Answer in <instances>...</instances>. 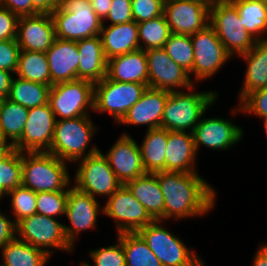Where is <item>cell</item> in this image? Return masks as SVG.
Returning <instances> with one entry per match:
<instances>
[{
  "mask_svg": "<svg viewBox=\"0 0 267 266\" xmlns=\"http://www.w3.org/2000/svg\"><path fill=\"white\" fill-rule=\"evenodd\" d=\"M164 198V221L200 218L213 210L217 190L199 173L155 172Z\"/></svg>",
  "mask_w": 267,
  "mask_h": 266,
  "instance_id": "1",
  "label": "cell"
},
{
  "mask_svg": "<svg viewBox=\"0 0 267 266\" xmlns=\"http://www.w3.org/2000/svg\"><path fill=\"white\" fill-rule=\"evenodd\" d=\"M195 85L185 91L169 93L161 120L162 128L192 133L201 117L217 102V91L198 92Z\"/></svg>",
  "mask_w": 267,
  "mask_h": 266,
  "instance_id": "2",
  "label": "cell"
},
{
  "mask_svg": "<svg viewBox=\"0 0 267 266\" xmlns=\"http://www.w3.org/2000/svg\"><path fill=\"white\" fill-rule=\"evenodd\" d=\"M67 163L48 152H22V185L36 193L69 191Z\"/></svg>",
  "mask_w": 267,
  "mask_h": 266,
  "instance_id": "3",
  "label": "cell"
},
{
  "mask_svg": "<svg viewBox=\"0 0 267 266\" xmlns=\"http://www.w3.org/2000/svg\"><path fill=\"white\" fill-rule=\"evenodd\" d=\"M90 116L57 120L53 141L48 153L65 162H69V164H74L89 155L99 152L100 148L97 145L89 148V144L98 130Z\"/></svg>",
  "mask_w": 267,
  "mask_h": 266,
  "instance_id": "4",
  "label": "cell"
},
{
  "mask_svg": "<svg viewBox=\"0 0 267 266\" xmlns=\"http://www.w3.org/2000/svg\"><path fill=\"white\" fill-rule=\"evenodd\" d=\"M50 14L59 39L79 41L101 33L103 20L92 9L90 0H59Z\"/></svg>",
  "mask_w": 267,
  "mask_h": 266,
  "instance_id": "5",
  "label": "cell"
},
{
  "mask_svg": "<svg viewBox=\"0 0 267 266\" xmlns=\"http://www.w3.org/2000/svg\"><path fill=\"white\" fill-rule=\"evenodd\" d=\"M209 25L232 57L248 52L257 42L240 21L239 12L230 0L211 1Z\"/></svg>",
  "mask_w": 267,
  "mask_h": 266,
  "instance_id": "6",
  "label": "cell"
},
{
  "mask_svg": "<svg viewBox=\"0 0 267 266\" xmlns=\"http://www.w3.org/2000/svg\"><path fill=\"white\" fill-rule=\"evenodd\" d=\"M163 220H154L137 231L157 256L162 266H193L201 257L168 228Z\"/></svg>",
  "mask_w": 267,
  "mask_h": 266,
  "instance_id": "7",
  "label": "cell"
},
{
  "mask_svg": "<svg viewBox=\"0 0 267 266\" xmlns=\"http://www.w3.org/2000/svg\"><path fill=\"white\" fill-rule=\"evenodd\" d=\"M16 237L34 247L44 250L50 257L54 249L72 253L73 248L65 235L64 223L57 218L35 213L16 224Z\"/></svg>",
  "mask_w": 267,
  "mask_h": 266,
  "instance_id": "8",
  "label": "cell"
},
{
  "mask_svg": "<svg viewBox=\"0 0 267 266\" xmlns=\"http://www.w3.org/2000/svg\"><path fill=\"white\" fill-rule=\"evenodd\" d=\"M48 102L57 120L90 115L94 112V84L81 79L54 84Z\"/></svg>",
  "mask_w": 267,
  "mask_h": 266,
  "instance_id": "9",
  "label": "cell"
},
{
  "mask_svg": "<svg viewBox=\"0 0 267 266\" xmlns=\"http://www.w3.org/2000/svg\"><path fill=\"white\" fill-rule=\"evenodd\" d=\"M76 163H78V167L74 175L73 186L95 199L99 200V198H96L98 196H105L108 199L123 185L116 177L101 150L74 164Z\"/></svg>",
  "mask_w": 267,
  "mask_h": 266,
  "instance_id": "10",
  "label": "cell"
},
{
  "mask_svg": "<svg viewBox=\"0 0 267 266\" xmlns=\"http://www.w3.org/2000/svg\"><path fill=\"white\" fill-rule=\"evenodd\" d=\"M148 84L124 83L104 77L94 84V110L109 114L115 124L141 98Z\"/></svg>",
  "mask_w": 267,
  "mask_h": 266,
  "instance_id": "11",
  "label": "cell"
},
{
  "mask_svg": "<svg viewBox=\"0 0 267 266\" xmlns=\"http://www.w3.org/2000/svg\"><path fill=\"white\" fill-rule=\"evenodd\" d=\"M194 49L192 72L195 80L204 81L213 77L225 63L233 57L226 51L214 29L208 25L203 30L190 35Z\"/></svg>",
  "mask_w": 267,
  "mask_h": 266,
  "instance_id": "12",
  "label": "cell"
},
{
  "mask_svg": "<svg viewBox=\"0 0 267 266\" xmlns=\"http://www.w3.org/2000/svg\"><path fill=\"white\" fill-rule=\"evenodd\" d=\"M103 211L115 222L117 234L137 232L154 221L124 184L107 199Z\"/></svg>",
  "mask_w": 267,
  "mask_h": 266,
  "instance_id": "13",
  "label": "cell"
},
{
  "mask_svg": "<svg viewBox=\"0 0 267 266\" xmlns=\"http://www.w3.org/2000/svg\"><path fill=\"white\" fill-rule=\"evenodd\" d=\"M210 0H165L166 22L171 33L192 35L210 22Z\"/></svg>",
  "mask_w": 267,
  "mask_h": 266,
  "instance_id": "14",
  "label": "cell"
},
{
  "mask_svg": "<svg viewBox=\"0 0 267 266\" xmlns=\"http://www.w3.org/2000/svg\"><path fill=\"white\" fill-rule=\"evenodd\" d=\"M100 204L101 202L97 199L79 191L74 186L69 188L65 216L71 226L64 223V232L73 248H75V242L79 234L85 230L96 228L98 215L104 212L103 206Z\"/></svg>",
  "mask_w": 267,
  "mask_h": 266,
  "instance_id": "15",
  "label": "cell"
},
{
  "mask_svg": "<svg viewBox=\"0 0 267 266\" xmlns=\"http://www.w3.org/2000/svg\"><path fill=\"white\" fill-rule=\"evenodd\" d=\"M50 103L28 109V118L20 140L14 145L20 152H48L56 126Z\"/></svg>",
  "mask_w": 267,
  "mask_h": 266,
  "instance_id": "16",
  "label": "cell"
},
{
  "mask_svg": "<svg viewBox=\"0 0 267 266\" xmlns=\"http://www.w3.org/2000/svg\"><path fill=\"white\" fill-rule=\"evenodd\" d=\"M148 87L166 91L187 90L194 84L189 73L175 63L164 48L146 50Z\"/></svg>",
  "mask_w": 267,
  "mask_h": 266,
  "instance_id": "17",
  "label": "cell"
},
{
  "mask_svg": "<svg viewBox=\"0 0 267 266\" xmlns=\"http://www.w3.org/2000/svg\"><path fill=\"white\" fill-rule=\"evenodd\" d=\"M233 123L227 118L202 116L192 132L197 154L201 145L213 151H226L242 141L243 129Z\"/></svg>",
  "mask_w": 267,
  "mask_h": 266,
  "instance_id": "18",
  "label": "cell"
},
{
  "mask_svg": "<svg viewBox=\"0 0 267 266\" xmlns=\"http://www.w3.org/2000/svg\"><path fill=\"white\" fill-rule=\"evenodd\" d=\"M122 184L146 173L139 144L128 133H122L107 153H103Z\"/></svg>",
  "mask_w": 267,
  "mask_h": 266,
  "instance_id": "19",
  "label": "cell"
},
{
  "mask_svg": "<svg viewBox=\"0 0 267 266\" xmlns=\"http://www.w3.org/2000/svg\"><path fill=\"white\" fill-rule=\"evenodd\" d=\"M56 38L51 14L19 16L16 41L20 50L47 52Z\"/></svg>",
  "mask_w": 267,
  "mask_h": 266,
  "instance_id": "20",
  "label": "cell"
},
{
  "mask_svg": "<svg viewBox=\"0 0 267 266\" xmlns=\"http://www.w3.org/2000/svg\"><path fill=\"white\" fill-rule=\"evenodd\" d=\"M169 91L147 87L141 98L117 123L121 125H146L147 130L161 127V120Z\"/></svg>",
  "mask_w": 267,
  "mask_h": 266,
  "instance_id": "21",
  "label": "cell"
},
{
  "mask_svg": "<svg viewBox=\"0 0 267 266\" xmlns=\"http://www.w3.org/2000/svg\"><path fill=\"white\" fill-rule=\"evenodd\" d=\"M51 75V86L77 79L80 55L76 41L55 38L46 52Z\"/></svg>",
  "mask_w": 267,
  "mask_h": 266,
  "instance_id": "22",
  "label": "cell"
},
{
  "mask_svg": "<svg viewBox=\"0 0 267 266\" xmlns=\"http://www.w3.org/2000/svg\"><path fill=\"white\" fill-rule=\"evenodd\" d=\"M193 134L168 131L165 171L198 173Z\"/></svg>",
  "mask_w": 267,
  "mask_h": 266,
  "instance_id": "23",
  "label": "cell"
},
{
  "mask_svg": "<svg viewBox=\"0 0 267 266\" xmlns=\"http://www.w3.org/2000/svg\"><path fill=\"white\" fill-rule=\"evenodd\" d=\"M103 52L106 60L140 49L138 24L133 20L101 28Z\"/></svg>",
  "mask_w": 267,
  "mask_h": 266,
  "instance_id": "24",
  "label": "cell"
},
{
  "mask_svg": "<svg viewBox=\"0 0 267 266\" xmlns=\"http://www.w3.org/2000/svg\"><path fill=\"white\" fill-rule=\"evenodd\" d=\"M76 44L80 55L77 79L98 83L107 75V60L100 35L76 41Z\"/></svg>",
  "mask_w": 267,
  "mask_h": 266,
  "instance_id": "25",
  "label": "cell"
},
{
  "mask_svg": "<svg viewBox=\"0 0 267 266\" xmlns=\"http://www.w3.org/2000/svg\"><path fill=\"white\" fill-rule=\"evenodd\" d=\"M106 77L118 82L148 84L146 52L139 49L107 60Z\"/></svg>",
  "mask_w": 267,
  "mask_h": 266,
  "instance_id": "26",
  "label": "cell"
},
{
  "mask_svg": "<svg viewBox=\"0 0 267 266\" xmlns=\"http://www.w3.org/2000/svg\"><path fill=\"white\" fill-rule=\"evenodd\" d=\"M244 59L247 68L244 82L238 93L240 103L249 93L267 88V39L257 40L255 46L239 55Z\"/></svg>",
  "mask_w": 267,
  "mask_h": 266,
  "instance_id": "27",
  "label": "cell"
},
{
  "mask_svg": "<svg viewBox=\"0 0 267 266\" xmlns=\"http://www.w3.org/2000/svg\"><path fill=\"white\" fill-rule=\"evenodd\" d=\"M125 185L154 220L164 221V198L155 173H145Z\"/></svg>",
  "mask_w": 267,
  "mask_h": 266,
  "instance_id": "28",
  "label": "cell"
},
{
  "mask_svg": "<svg viewBox=\"0 0 267 266\" xmlns=\"http://www.w3.org/2000/svg\"><path fill=\"white\" fill-rule=\"evenodd\" d=\"M167 140V129L162 127L146 129L144 139L139 145L146 173L165 171Z\"/></svg>",
  "mask_w": 267,
  "mask_h": 266,
  "instance_id": "29",
  "label": "cell"
},
{
  "mask_svg": "<svg viewBox=\"0 0 267 266\" xmlns=\"http://www.w3.org/2000/svg\"><path fill=\"white\" fill-rule=\"evenodd\" d=\"M2 250V251H1ZM0 250L5 266H46L51 257L42 249L34 247L17 237Z\"/></svg>",
  "mask_w": 267,
  "mask_h": 266,
  "instance_id": "30",
  "label": "cell"
},
{
  "mask_svg": "<svg viewBox=\"0 0 267 266\" xmlns=\"http://www.w3.org/2000/svg\"><path fill=\"white\" fill-rule=\"evenodd\" d=\"M237 8L240 21L257 40L267 39V0H230Z\"/></svg>",
  "mask_w": 267,
  "mask_h": 266,
  "instance_id": "31",
  "label": "cell"
},
{
  "mask_svg": "<svg viewBox=\"0 0 267 266\" xmlns=\"http://www.w3.org/2000/svg\"><path fill=\"white\" fill-rule=\"evenodd\" d=\"M15 75L51 87V75L46 53L20 50Z\"/></svg>",
  "mask_w": 267,
  "mask_h": 266,
  "instance_id": "32",
  "label": "cell"
},
{
  "mask_svg": "<svg viewBox=\"0 0 267 266\" xmlns=\"http://www.w3.org/2000/svg\"><path fill=\"white\" fill-rule=\"evenodd\" d=\"M16 77L11 82L9 100L19 103L27 109L48 103L50 89L48 85Z\"/></svg>",
  "mask_w": 267,
  "mask_h": 266,
  "instance_id": "33",
  "label": "cell"
},
{
  "mask_svg": "<svg viewBox=\"0 0 267 266\" xmlns=\"http://www.w3.org/2000/svg\"><path fill=\"white\" fill-rule=\"evenodd\" d=\"M28 118V109L8 98L0 102V129L11 145L21 138Z\"/></svg>",
  "mask_w": 267,
  "mask_h": 266,
  "instance_id": "34",
  "label": "cell"
},
{
  "mask_svg": "<svg viewBox=\"0 0 267 266\" xmlns=\"http://www.w3.org/2000/svg\"><path fill=\"white\" fill-rule=\"evenodd\" d=\"M125 252L126 266H162L157 256L137 232L117 234Z\"/></svg>",
  "mask_w": 267,
  "mask_h": 266,
  "instance_id": "35",
  "label": "cell"
},
{
  "mask_svg": "<svg viewBox=\"0 0 267 266\" xmlns=\"http://www.w3.org/2000/svg\"><path fill=\"white\" fill-rule=\"evenodd\" d=\"M137 24L140 49L146 51L149 49L164 48L165 42L171 35V30L164 14Z\"/></svg>",
  "mask_w": 267,
  "mask_h": 266,
  "instance_id": "36",
  "label": "cell"
},
{
  "mask_svg": "<svg viewBox=\"0 0 267 266\" xmlns=\"http://www.w3.org/2000/svg\"><path fill=\"white\" fill-rule=\"evenodd\" d=\"M164 49L175 63L189 74L192 72L194 49L190 35L171 33Z\"/></svg>",
  "mask_w": 267,
  "mask_h": 266,
  "instance_id": "37",
  "label": "cell"
},
{
  "mask_svg": "<svg viewBox=\"0 0 267 266\" xmlns=\"http://www.w3.org/2000/svg\"><path fill=\"white\" fill-rule=\"evenodd\" d=\"M22 185V152L14 150L1 164L0 201L4 196Z\"/></svg>",
  "mask_w": 267,
  "mask_h": 266,
  "instance_id": "38",
  "label": "cell"
},
{
  "mask_svg": "<svg viewBox=\"0 0 267 266\" xmlns=\"http://www.w3.org/2000/svg\"><path fill=\"white\" fill-rule=\"evenodd\" d=\"M10 197L11 209L14 222L17 224L20 220L30 217L36 213L37 193L23 185L16 187L8 192L4 197Z\"/></svg>",
  "mask_w": 267,
  "mask_h": 266,
  "instance_id": "39",
  "label": "cell"
},
{
  "mask_svg": "<svg viewBox=\"0 0 267 266\" xmlns=\"http://www.w3.org/2000/svg\"><path fill=\"white\" fill-rule=\"evenodd\" d=\"M69 191L38 192L36 199V213L58 218L65 216Z\"/></svg>",
  "mask_w": 267,
  "mask_h": 266,
  "instance_id": "40",
  "label": "cell"
},
{
  "mask_svg": "<svg viewBox=\"0 0 267 266\" xmlns=\"http://www.w3.org/2000/svg\"><path fill=\"white\" fill-rule=\"evenodd\" d=\"M235 108H232L231 113L237 115L239 112L243 114H252L260 119L267 121V88L258 89L249 93ZM237 113V114H236Z\"/></svg>",
  "mask_w": 267,
  "mask_h": 266,
  "instance_id": "41",
  "label": "cell"
},
{
  "mask_svg": "<svg viewBox=\"0 0 267 266\" xmlns=\"http://www.w3.org/2000/svg\"><path fill=\"white\" fill-rule=\"evenodd\" d=\"M116 241L113 245L88 251L95 266H126L122 243L118 238Z\"/></svg>",
  "mask_w": 267,
  "mask_h": 266,
  "instance_id": "42",
  "label": "cell"
},
{
  "mask_svg": "<svg viewBox=\"0 0 267 266\" xmlns=\"http://www.w3.org/2000/svg\"><path fill=\"white\" fill-rule=\"evenodd\" d=\"M165 0H132V17L136 23L163 15Z\"/></svg>",
  "mask_w": 267,
  "mask_h": 266,
  "instance_id": "43",
  "label": "cell"
},
{
  "mask_svg": "<svg viewBox=\"0 0 267 266\" xmlns=\"http://www.w3.org/2000/svg\"><path fill=\"white\" fill-rule=\"evenodd\" d=\"M20 47L16 39L0 41V69L16 73Z\"/></svg>",
  "mask_w": 267,
  "mask_h": 266,
  "instance_id": "44",
  "label": "cell"
},
{
  "mask_svg": "<svg viewBox=\"0 0 267 266\" xmlns=\"http://www.w3.org/2000/svg\"><path fill=\"white\" fill-rule=\"evenodd\" d=\"M131 4L132 0H112L111 8L103 23L109 20L111 22L109 25H117L133 21Z\"/></svg>",
  "mask_w": 267,
  "mask_h": 266,
  "instance_id": "45",
  "label": "cell"
},
{
  "mask_svg": "<svg viewBox=\"0 0 267 266\" xmlns=\"http://www.w3.org/2000/svg\"><path fill=\"white\" fill-rule=\"evenodd\" d=\"M19 16L0 5V41L16 39Z\"/></svg>",
  "mask_w": 267,
  "mask_h": 266,
  "instance_id": "46",
  "label": "cell"
},
{
  "mask_svg": "<svg viewBox=\"0 0 267 266\" xmlns=\"http://www.w3.org/2000/svg\"><path fill=\"white\" fill-rule=\"evenodd\" d=\"M0 5L18 16L36 15L39 12L27 0H0Z\"/></svg>",
  "mask_w": 267,
  "mask_h": 266,
  "instance_id": "47",
  "label": "cell"
},
{
  "mask_svg": "<svg viewBox=\"0 0 267 266\" xmlns=\"http://www.w3.org/2000/svg\"><path fill=\"white\" fill-rule=\"evenodd\" d=\"M10 217L0 210V249L16 237V224Z\"/></svg>",
  "mask_w": 267,
  "mask_h": 266,
  "instance_id": "48",
  "label": "cell"
},
{
  "mask_svg": "<svg viewBox=\"0 0 267 266\" xmlns=\"http://www.w3.org/2000/svg\"><path fill=\"white\" fill-rule=\"evenodd\" d=\"M14 73L0 69V100L8 98Z\"/></svg>",
  "mask_w": 267,
  "mask_h": 266,
  "instance_id": "49",
  "label": "cell"
},
{
  "mask_svg": "<svg viewBox=\"0 0 267 266\" xmlns=\"http://www.w3.org/2000/svg\"><path fill=\"white\" fill-rule=\"evenodd\" d=\"M90 3L97 16L101 20H104L109 13V9L111 8L112 0H90Z\"/></svg>",
  "mask_w": 267,
  "mask_h": 266,
  "instance_id": "50",
  "label": "cell"
},
{
  "mask_svg": "<svg viewBox=\"0 0 267 266\" xmlns=\"http://www.w3.org/2000/svg\"><path fill=\"white\" fill-rule=\"evenodd\" d=\"M39 13H51L58 5L59 0H27Z\"/></svg>",
  "mask_w": 267,
  "mask_h": 266,
  "instance_id": "51",
  "label": "cell"
},
{
  "mask_svg": "<svg viewBox=\"0 0 267 266\" xmlns=\"http://www.w3.org/2000/svg\"><path fill=\"white\" fill-rule=\"evenodd\" d=\"M252 266H267V243L258 246L253 258Z\"/></svg>",
  "mask_w": 267,
  "mask_h": 266,
  "instance_id": "52",
  "label": "cell"
},
{
  "mask_svg": "<svg viewBox=\"0 0 267 266\" xmlns=\"http://www.w3.org/2000/svg\"><path fill=\"white\" fill-rule=\"evenodd\" d=\"M0 149H15L13 145L5 138L3 131L0 129Z\"/></svg>",
  "mask_w": 267,
  "mask_h": 266,
  "instance_id": "53",
  "label": "cell"
},
{
  "mask_svg": "<svg viewBox=\"0 0 267 266\" xmlns=\"http://www.w3.org/2000/svg\"><path fill=\"white\" fill-rule=\"evenodd\" d=\"M15 149H0V168L1 164Z\"/></svg>",
  "mask_w": 267,
  "mask_h": 266,
  "instance_id": "54",
  "label": "cell"
},
{
  "mask_svg": "<svg viewBox=\"0 0 267 266\" xmlns=\"http://www.w3.org/2000/svg\"><path fill=\"white\" fill-rule=\"evenodd\" d=\"M193 266H205V263L202 258H200Z\"/></svg>",
  "mask_w": 267,
  "mask_h": 266,
  "instance_id": "55",
  "label": "cell"
},
{
  "mask_svg": "<svg viewBox=\"0 0 267 266\" xmlns=\"http://www.w3.org/2000/svg\"><path fill=\"white\" fill-rule=\"evenodd\" d=\"M79 266H90V265L88 261L84 260L82 263H80Z\"/></svg>",
  "mask_w": 267,
  "mask_h": 266,
  "instance_id": "56",
  "label": "cell"
},
{
  "mask_svg": "<svg viewBox=\"0 0 267 266\" xmlns=\"http://www.w3.org/2000/svg\"><path fill=\"white\" fill-rule=\"evenodd\" d=\"M263 124H264V128H265V132L267 134V121H264Z\"/></svg>",
  "mask_w": 267,
  "mask_h": 266,
  "instance_id": "57",
  "label": "cell"
}]
</instances>
